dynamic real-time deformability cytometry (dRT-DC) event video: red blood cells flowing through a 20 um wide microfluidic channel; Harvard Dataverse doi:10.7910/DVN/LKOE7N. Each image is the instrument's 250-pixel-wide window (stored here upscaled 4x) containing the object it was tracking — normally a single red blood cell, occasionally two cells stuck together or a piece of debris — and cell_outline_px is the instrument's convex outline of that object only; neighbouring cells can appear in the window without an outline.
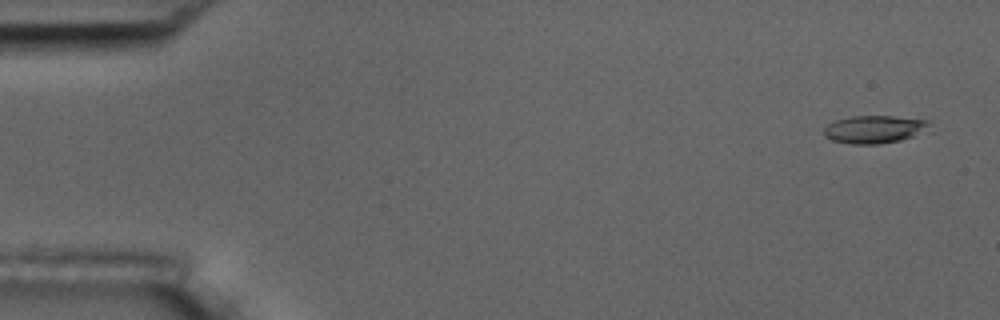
{"species": "common noctule bat (a hibernating species)", "species_latin": "Nyctalus noctula", "temperature_condition": "room temperature", "stored_images_in_passage": 4, "camera_frame_rate_fps": 3000, "um_per_image_px": 0.085, "animal": {"sex": "male", "body_mass_g": 17.5, "forearm_length_mm": 52.3}, "frame": {"image": 1, "passage_image": 1, "time_ms": 0.0, "image_size_px": [1000, 320], "cell_outline_px": [[932, 132], [900, 140], [880, 144], [852, 144], [832, 140], [824, 136], [824, 128], [828, 124], [836, 120], [852, 116], [892, 116], [928, 120]], "centroid_in_image_um": [74.41, 11.0], "position_along_channel_um": 10.6, "area_um2": 17.4}}
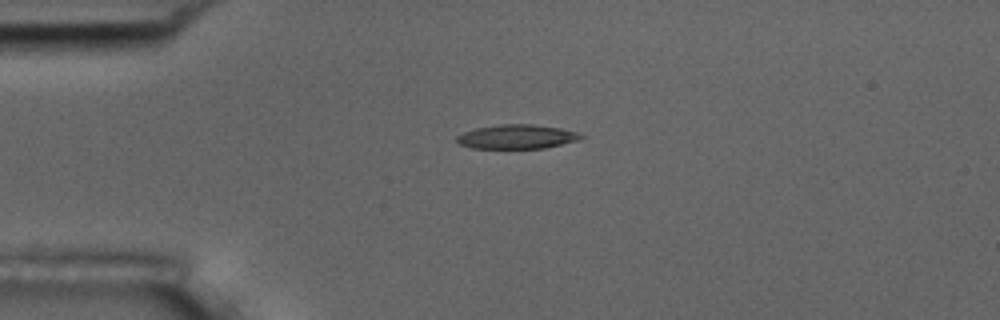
{"frame": {"image": 2, "passage_image": 4, "time_ms": 3.667, "image_size_px": [1000, 320], "cell_outline_px": [[584, 136], [580, 140], [544, 148], [472, 148], [460, 144], [456, 140], [456, 136], [464, 132], [476, 128], [500, 124], [532, 124], [560, 128], [580, 132]], "centroid_in_image_um": [43.97, 11.61], "position_along_channel_um": 41.0, "area_um2": 17.51}}